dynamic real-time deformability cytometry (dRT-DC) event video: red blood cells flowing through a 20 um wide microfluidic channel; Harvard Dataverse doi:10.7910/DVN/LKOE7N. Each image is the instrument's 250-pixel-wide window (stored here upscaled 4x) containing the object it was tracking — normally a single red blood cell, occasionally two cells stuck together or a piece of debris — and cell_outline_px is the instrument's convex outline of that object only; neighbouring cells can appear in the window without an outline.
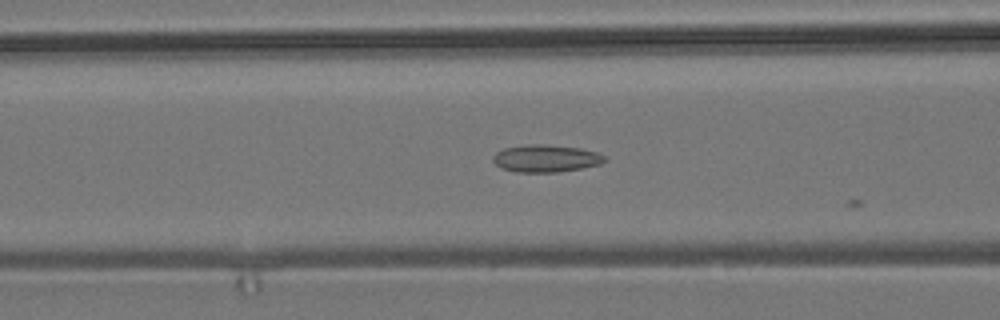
{"species": "common noctule bat (a hibernating species)", "species_latin": "Nyctalus noctula", "temperature_condition": "room temperature", "stored_images_in_passage": 14, "camera_frame_rate_fps": 3000, "um_per_image_px": 0.085, "animal": {"sex": "male", "body_mass_g": 19.2, "forearm_length_mm": 51.8}, "frame": {"image": 1, "passage_image": 13, "time_ms": 4.0, "image_size_px": [1000, 320], "cell_outline_px": [[608, 160], [600, 164], [560, 172], [516, 172], [500, 168], [492, 160], [492, 156], [496, 152], [504, 148], [528, 144], [544, 144], [580, 148], [596, 152], [604, 156]], "centroid_in_image_um": [46.37, 13.46], "position_along_channel_um": 120.2, "area_um2": 17.86}}